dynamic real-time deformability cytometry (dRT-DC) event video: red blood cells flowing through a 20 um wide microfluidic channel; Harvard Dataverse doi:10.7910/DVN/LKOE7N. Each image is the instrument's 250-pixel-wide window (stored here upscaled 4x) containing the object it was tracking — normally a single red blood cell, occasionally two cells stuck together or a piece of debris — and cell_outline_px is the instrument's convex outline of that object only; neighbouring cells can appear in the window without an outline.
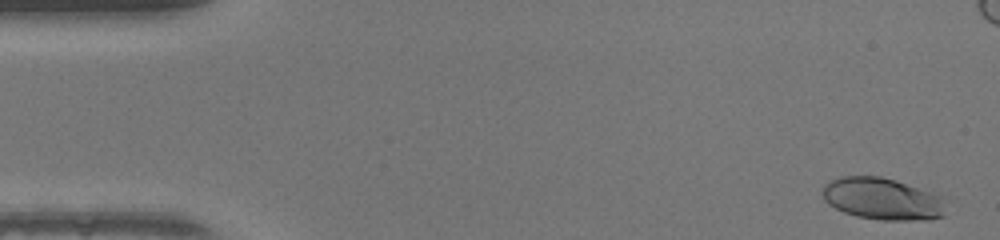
{"species": "human", "species_latin": "Homo sapiens", "temperature_condition": "warm", "stored_images_in_passage": 48, "camera_frame_rate_fps": 3000, "um_per_image_px": 0.085, "donor": {"sex": "female"}, "frame": {"image": 1, "passage_image": 2, "time_ms": 0.333, "image_size_px": [1000, 240], "cell_outline_px": [[944, 216], [932, 220], [880, 220], [856, 216], [844, 212], [828, 204], [824, 200], [820, 192], [824, 184], [840, 176], [880, 176], [896, 180], [940, 196]], "centroid_in_image_um": [74.93, 16.9], "position_along_channel_um": 10.1, "area_um2": 30.06}}
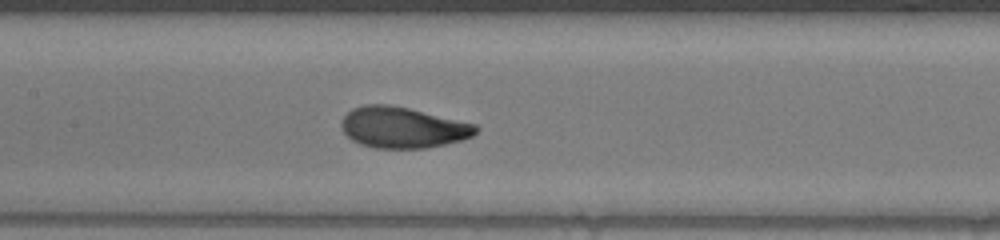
{"frame": {"image": 2, "passage_image": 23, "time_ms": 7.333, "image_size_px": [1000, 240], "cell_outline_px": [[480, 128], [472, 136], [460, 140], [444, 144], [424, 148], [376, 148], [360, 144], [352, 140], [340, 128], [340, 124], [344, 116], [352, 108], [364, 104], [388, 104], [408, 108], [476, 124]], "centroid_in_image_um": [34.2, 10.83], "position_along_channel_um": 173.2, "area_um2": 32.02}}
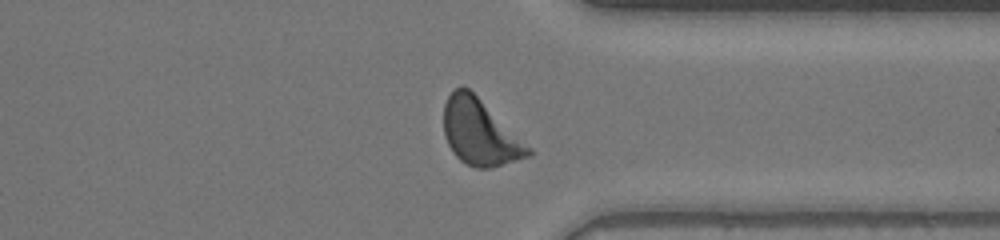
{"frame": {"image": 3, "passage_image": 37, "time_ms": 12.0, "image_size_px": [1000, 240], "cell_outline_px": [[532, 156], [492, 168], [476, 168], [460, 160], [452, 152], [444, 136], [444, 104], [448, 96], [456, 88], [468, 88], [532, 148]], "centroid_in_image_um": [40.8, 11.29], "position_along_channel_um": 370.6, "area_um2": 32.14}, "authors_computed_cell_mechanics": {"area_um2": 31.212, "velocity_mm_per_s": 4.2973, "shape_relaxation_time_tau1_ms": 2.5977, "shape_relaxation_time_tau2_ms": 0.94, "deformation_change_tau1": 0.1827, "deformation_change_tau2": 0.0594}}